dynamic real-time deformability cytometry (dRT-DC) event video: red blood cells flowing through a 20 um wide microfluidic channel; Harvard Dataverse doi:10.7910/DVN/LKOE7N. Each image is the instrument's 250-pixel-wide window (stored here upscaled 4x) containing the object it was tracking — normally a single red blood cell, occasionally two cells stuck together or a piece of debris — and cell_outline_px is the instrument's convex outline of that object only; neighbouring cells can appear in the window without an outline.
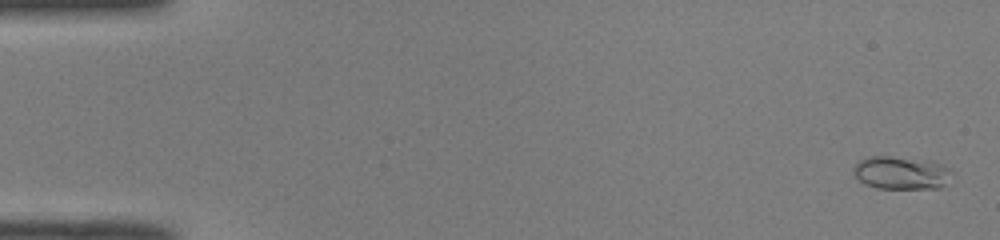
{"species": "common noctule bat (a hibernating species)", "species_latin": "Nyctalus noctula", "temperature_condition": "room temperature", "stored_images_in_passage": 51, "camera_frame_rate_fps": 3000, "um_per_image_px": 0.085, "animal": {"sex": "male", "body_mass_g": 19.0, "forearm_length_mm": 50.8}, "frame": {"image": 1, "passage_image": 2, "time_ms": 0.333, "image_size_px": [1000, 240], "cell_outline_px": [[952, 172], [944, 184], [940, 188], [876, 188], [864, 184], [852, 172], [852, 168], [860, 160], [868, 156], [892, 156], [932, 160], [944, 164]], "centroid_in_image_um": [76.58, 14.67], "position_along_channel_um": 8.4, "area_um2": 19.07}}
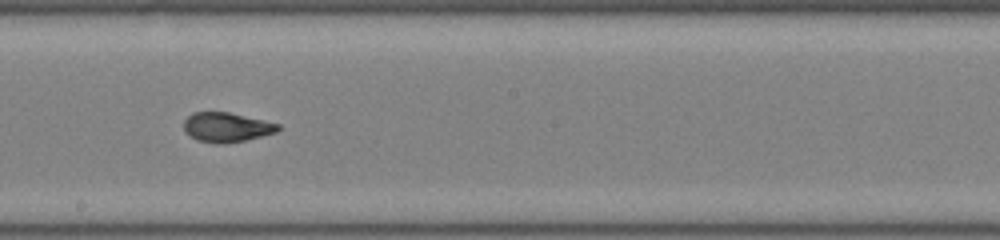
{"frame": {"image": 2, "passage_image": 29, "time_ms": 9.333, "image_size_px": [1000, 240], "cell_outline_px": [[280, 128], [276, 132], [244, 140], [224, 144], [216, 144], [196, 140], [184, 132], [184, 120], [192, 112], [228, 112], [264, 120], [280, 124]], "centroid_in_image_um": [19.22, 10.82], "position_along_channel_um": 229.0, "area_um2": 16.24}}
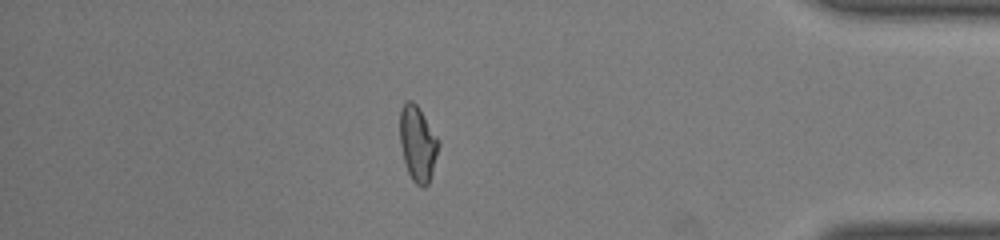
{"frame": {"image": 3, "passage_image": 44, "time_ms": 14.333, "image_size_px": [1000, 240], "cell_outline_px": [[440, 144], [432, 172], [428, 184], [424, 188], [420, 188], [412, 180], [408, 172], [404, 160], [400, 144], [400, 108], [404, 100], [412, 100], [416, 104], [440, 140]], "centroid_in_image_um": [35.5, 12.2], "position_along_channel_um": 399.7, "area_um2": 17.11}, "authors_computed_cell_mechanics": {"area_um2": 16.4152, "velocity_mm_per_s": 4.0993, "shape_relaxation_time_tau1_ms": 7.1501, "shape_relaxation_time_tau2_ms": 0.9634, "deformation_change_tau1": 0.2013, "deformation_change_tau2": 0.0585}}